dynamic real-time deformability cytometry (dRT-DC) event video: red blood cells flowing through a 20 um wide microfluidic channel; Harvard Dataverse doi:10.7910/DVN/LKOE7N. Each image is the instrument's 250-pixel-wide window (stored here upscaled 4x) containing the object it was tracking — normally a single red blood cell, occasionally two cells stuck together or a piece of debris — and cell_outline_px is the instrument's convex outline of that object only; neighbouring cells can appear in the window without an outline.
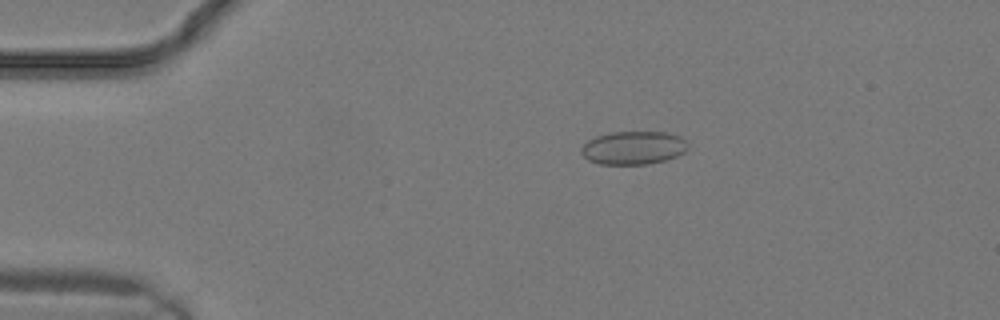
{"species": "common noctule bat (a hibernating species)", "species_latin": "Nyctalus noctula", "temperature_condition": "warm", "stored_images_in_passage": 15, "camera_frame_rate_fps": 3000, "um_per_image_px": 0.085, "animal": {"sex": "male", "body_mass_g": 19.2, "forearm_length_mm": 51.8}, "frame": {"image": 1, "passage_image": 1, "time_ms": 0.0, "image_size_px": [1000, 320], "cell_outline_px": [[688, 148], [684, 152], [676, 156], [664, 160], [648, 164], [600, 164], [588, 160], [580, 152], [580, 148], [588, 140], [596, 136], [612, 132], [664, 132], [680, 136], [688, 144]], "centroid_in_image_um": [53.82, 12.56], "position_along_channel_um": 31.2, "area_um2": 20.63}}
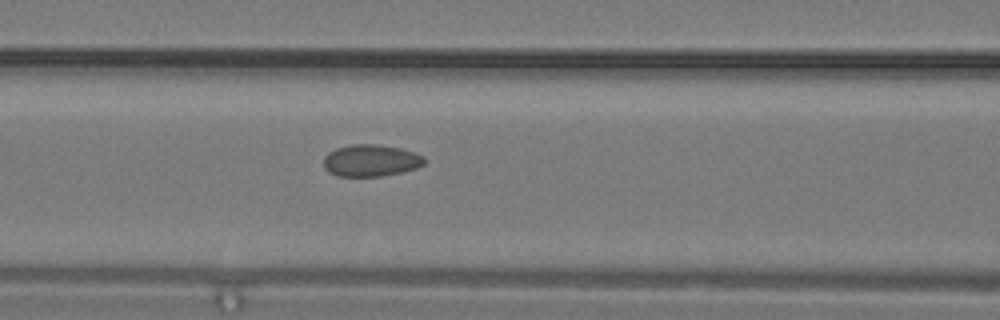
{"frame": {"image": 2, "passage_image": 7, "time_ms": 2.0, "image_size_px": [1000, 320], "cell_outline_px": [[424, 164], [416, 168], [400, 172], [380, 176], [336, 176], [328, 172], [324, 168], [324, 156], [328, 152], [336, 148], [352, 144], [376, 144], [400, 148], [424, 156]], "centroid_in_image_um": [31.48, 13.64], "position_along_channel_um": 135.1, "area_um2": 18.67}}
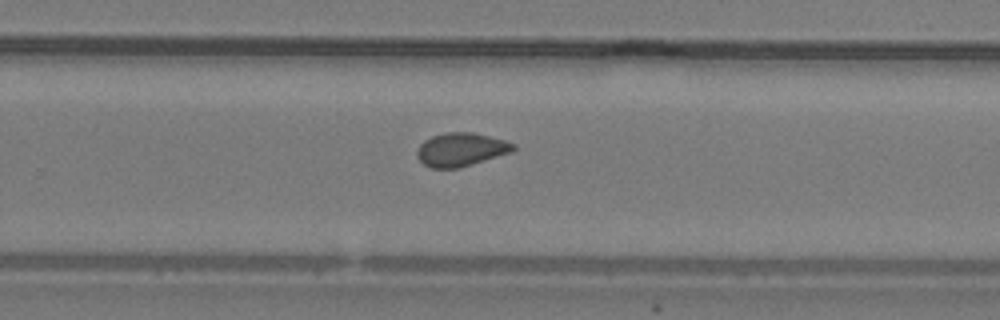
{"frame": {"image": 3, "passage_image": 13, "time_ms": 4.0, "image_size_px": [1000, 320], "cell_outline_px": [[516, 148], [512, 152], [460, 168], [432, 168], [424, 164], [416, 156], [416, 152], [420, 144], [424, 140], [432, 136], [444, 132], [472, 132], [504, 140], [516, 144]], "centroid_in_image_um": [39.18, 12.71], "position_along_channel_um": 290.6, "area_um2": 18.84}}